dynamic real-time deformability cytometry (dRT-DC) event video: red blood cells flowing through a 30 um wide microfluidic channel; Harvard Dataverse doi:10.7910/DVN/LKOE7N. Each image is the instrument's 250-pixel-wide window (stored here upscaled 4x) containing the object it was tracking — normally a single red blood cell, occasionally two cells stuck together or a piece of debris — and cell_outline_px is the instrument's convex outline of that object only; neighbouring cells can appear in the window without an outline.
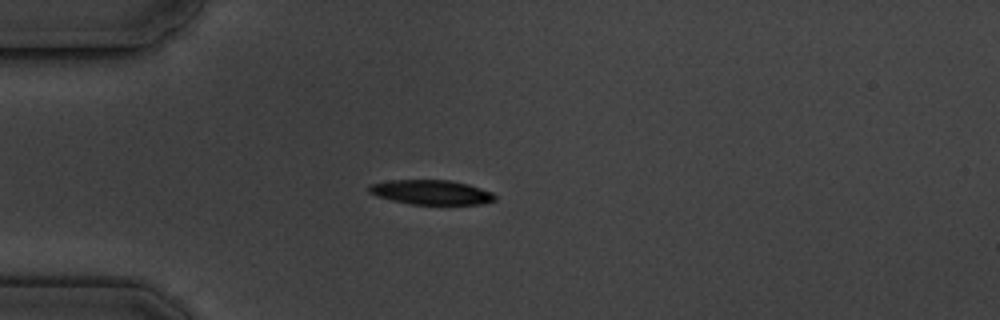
{"species": "common noctule bat (a hibernating species)", "species_latin": "Nyctalus noctula", "temperature_condition": "cold", "stored_images_in_passage": 8, "camera_frame_rate_fps": 3000, "um_per_image_px": 0.085, "animal": {"sex": "male", "body_mass_g": 19.5, "forearm_length_mm": 54.6}, "frame": {"image": 1, "passage_image": 4, "time_ms": 3.333, "image_size_px": [1000, 320], "cell_outline_px": [[496, 200], [484, 204], [408, 204], [376, 196], [368, 192], [368, 184], [392, 180], [448, 180], [468, 184], [492, 192], [496, 196]], "centroid_in_image_um": [36.64, 16.34], "position_along_channel_um": 48.4, "area_um2": 18.09}}